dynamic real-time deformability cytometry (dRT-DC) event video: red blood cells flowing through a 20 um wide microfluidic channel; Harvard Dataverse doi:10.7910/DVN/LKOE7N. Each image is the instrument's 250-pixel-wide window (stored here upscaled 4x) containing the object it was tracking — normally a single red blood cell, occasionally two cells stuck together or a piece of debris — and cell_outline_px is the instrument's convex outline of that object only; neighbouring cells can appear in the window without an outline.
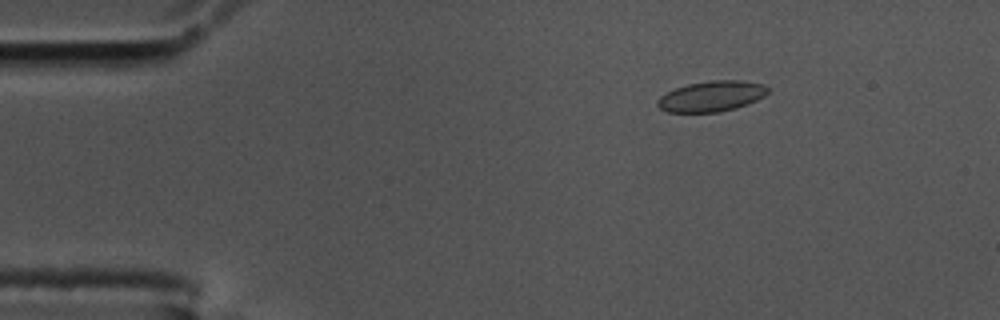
{"species": "common noctule bat (a hibernating species)", "species_latin": "Nyctalus noctula", "temperature_condition": "cold", "stored_images_in_passage": 17, "camera_frame_rate_fps": 3000, "um_per_image_px": 0.085, "animal": {"sex": "male", "body_mass_g": 17.5, "forearm_length_mm": 52.3}, "frame": {"image": 1, "passage_image": 2, "time_ms": 0.333, "image_size_px": [1000, 320], "cell_outline_px": [[768, 92], [764, 96], [748, 104], [736, 108], [720, 112], [668, 112], [660, 108], [656, 104], [656, 100], [660, 96], [676, 88], [688, 84], [708, 80], [744, 80], [764, 84], [768, 88]], "centroid_in_image_um": [60.49, 8.17], "position_along_channel_um": 24.5, "area_um2": 19.77}}
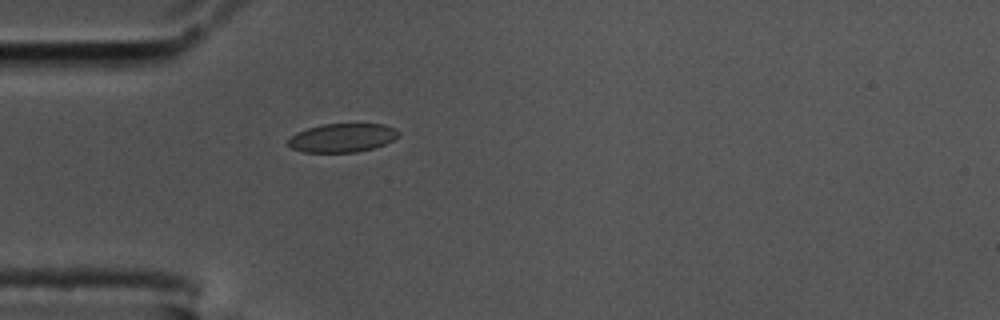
{"frame": {"image": 2, "passage_image": 10, "time_ms": 3.0, "image_size_px": [1000, 320], "cell_outline_px": [[400, 136], [384, 144], [372, 148], [356, 152], [304, 152], [292, 148], [288, 144], [288, 140], [296, 132], [308, 128], [324, 124], [384, 124], [396, 128], [400, 132]], "centroid_in_image_um": [29.12, 11.71], "position_along_channel_um": 55.9, "area_um2": 18.38}}
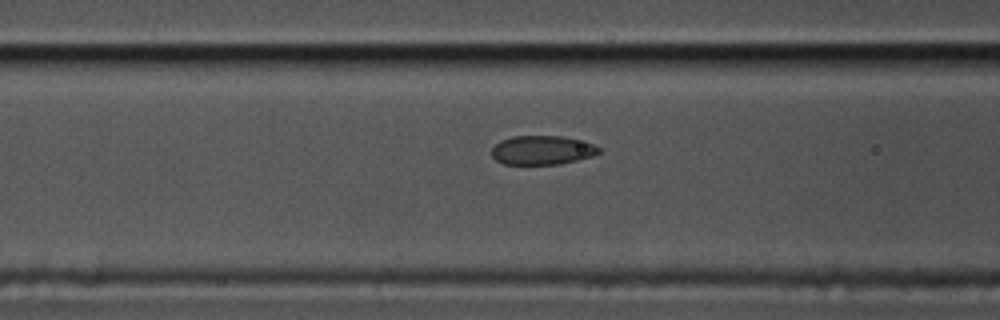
{"frame": {"image": 3, "passage_image": 16, "time_ms": 5.0, "image_size_px": [1000, 320], "cell_outline_px": [[600, 152], [592, 156], [560, 164], [504, 164], [496, 160], [492, 156], [492, 148], [500, 140], [512, 136], [560, 136], [592, 144], [600, 148]], "centroid_in_image_um": [46.04, 12.77], "position_along_channel_um": 120.6, "area_um2": 17.92}}